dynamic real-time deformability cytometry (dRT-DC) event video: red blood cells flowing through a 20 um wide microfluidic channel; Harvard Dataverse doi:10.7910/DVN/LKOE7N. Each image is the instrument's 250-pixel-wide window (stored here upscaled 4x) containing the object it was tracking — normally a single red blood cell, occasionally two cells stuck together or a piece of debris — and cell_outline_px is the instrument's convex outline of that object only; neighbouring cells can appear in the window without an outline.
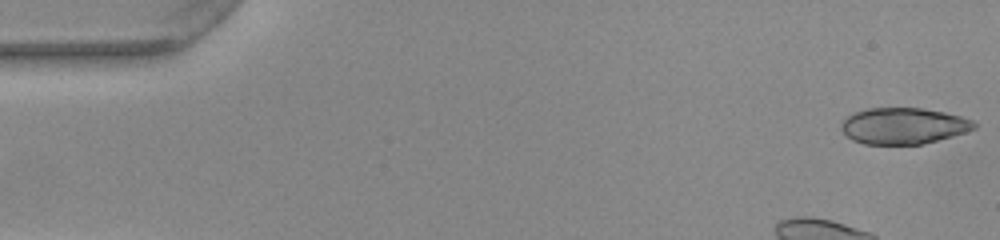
{"species": "common noctule bat (a hibernating species)", "species_latin": "Nyctalus noctula", "temperature_condition": "warm", "stored_images_in_passage": 39, "camera_frame_rate_fps": 3000, "um_per_image_px": 0.085, "animal": {"sex": "female", "body_mass_g": 22.0, "forearm_length_mm": 56.7}, "frame": {"image": 1, "passage_image": 1, "time_ms": 0.0, "image_size_px": [1000, 240], "cell_outline_px": [[976, 128], [952, 136], [920, 144], [864, 144], [852, 140], [840, 128], [840, 124], [848, 116], [856, 112], [868, 108], [920, 108], [944, 112], [960, 116], [972, 120], [976, 124]], "centroid_in_image_um": [76.78, 10.7], "position_along_channel_um": 8.2, "area_um2": 27.8}}
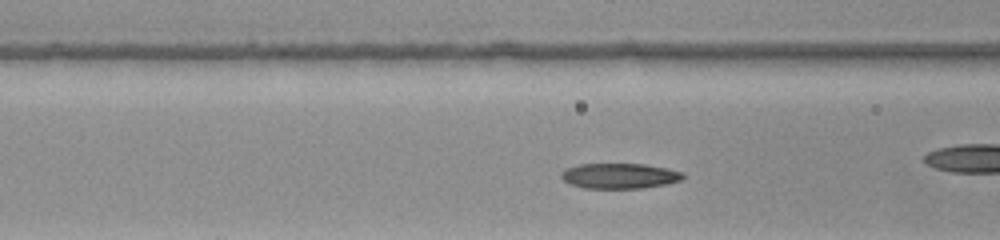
{"frame": {"image": 2, "passage_image": 17, "time_ms": 5.333, "image_size_px": [1000, 240], "cell_outline_px": [[684, 176], [680, 180], [668, 184], [644, 188], [584, 188], [572, 184], [564, 180], [560, 176], [560, 172], [568, 168], [580, 164], [644, 164], [668, 168], [684, 172]], "centroid_in_image_um": [52.7, 14.95], "position_along_channel_um": 113.9, "area_um2": 17.98}, "authors_computed_cell_mechanics": {"area_um2": 18.3804, "velocity_mm_per_s": 3.9607, "shape_relaxation_time_tau1_ms": 5.2084, "shape_relaxation_time_tau2_ms": 2.192, "deformation_change_tau1": 0.2035, "deformation_change_tau2": 0.0698}}